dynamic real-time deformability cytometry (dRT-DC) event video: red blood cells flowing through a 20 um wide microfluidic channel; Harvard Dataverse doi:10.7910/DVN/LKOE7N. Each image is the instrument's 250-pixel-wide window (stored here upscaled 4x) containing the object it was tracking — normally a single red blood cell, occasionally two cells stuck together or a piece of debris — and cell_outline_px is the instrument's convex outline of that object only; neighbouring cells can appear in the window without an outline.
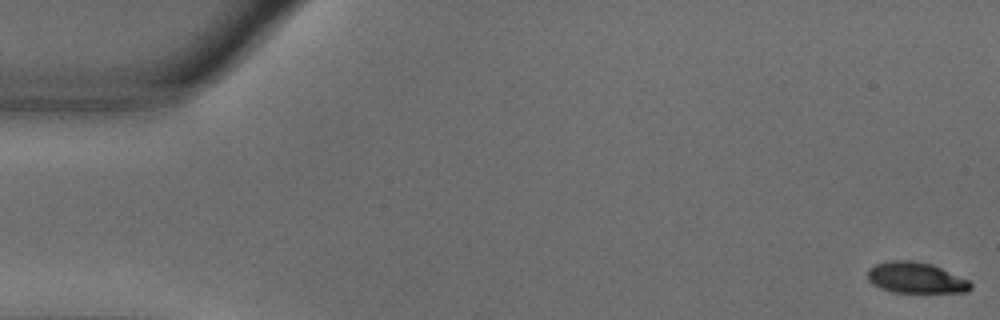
{"species": "common noctule bat (a hibernating species)", "species_latin": "Nyctalus noctula", "temperature_condition": "warm", "stored_images_in_passage": 56, "camera_frame_rate_fps": 3000, "um_per_image_px": 0.085, "animal": {"sex": "male", "body_mass_g": 18.8}, "frame": {"image": 1, "passage_image": 1, "time_ms": 0.0, "image_size_px": [1000, 320], "cell_outline_px": [[972, 288], [968, 292], [892, 292], [880, 288], [872, 284], [868, 280], [868, 268], [876, 264], [892, 260], [916, 260], [932, 264], [968, 280], [972, 284]], "centroid_in_image_um": [77.83, 23.61], "position_along_channel_um": 7.2, "area_um2": 18.61}}
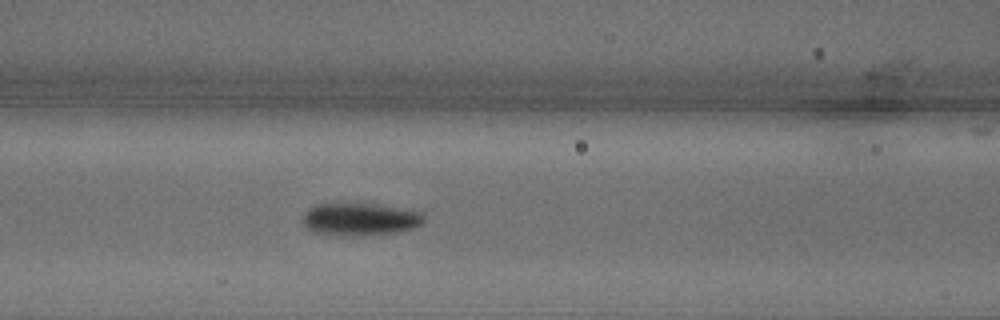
{"frame": {"image": 2, "passage_image": 23, "time_ms": 7.333, "image_size_px": [1000, 320], "cell_outline_px": [[424, 220], [420, 224], [412, 228], [400, 232], [364, 236], [344, 236], [312, 232], [304, 224], [304, 212], [308, 208], [316, 204], [380, 204], [420, 208], [424, 212]], "centroid_in_image_um": [30.72, 18.62], "position_along_channel_um": 135.9, "area_um2": 23.76}}
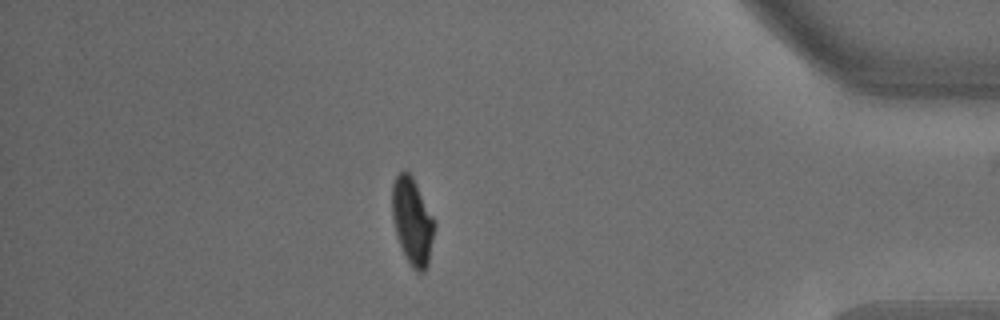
{"frame": {"image": 3, "passage_image": 48, "time_ms": 15.667, "image_size_px": [1000, 320], "cell_outline_px": [[436, 224], [428, 264], [424, 272], [416, 272], [412, 268], [404, 256], [396, 236], [392, 216], [392, 184], [396, 176], [400, 172], [408, 172], [412, 176]], "centroid_in_image_um": [35.04, 18.85], "position_along_channel_um": 400.2, "area_um2": 21.39}, "authors_computed_cell_mechanics": {"area_um2": 21.7617, "velocity_mm_per_s": 3.6461, "shape_relaxation_time_tau1_ms": 2.7664, "shape_relaxation_time_tau2_ms": null, "deformation_change_tau1": 0.1603, "deformation_change_tau2": null}}